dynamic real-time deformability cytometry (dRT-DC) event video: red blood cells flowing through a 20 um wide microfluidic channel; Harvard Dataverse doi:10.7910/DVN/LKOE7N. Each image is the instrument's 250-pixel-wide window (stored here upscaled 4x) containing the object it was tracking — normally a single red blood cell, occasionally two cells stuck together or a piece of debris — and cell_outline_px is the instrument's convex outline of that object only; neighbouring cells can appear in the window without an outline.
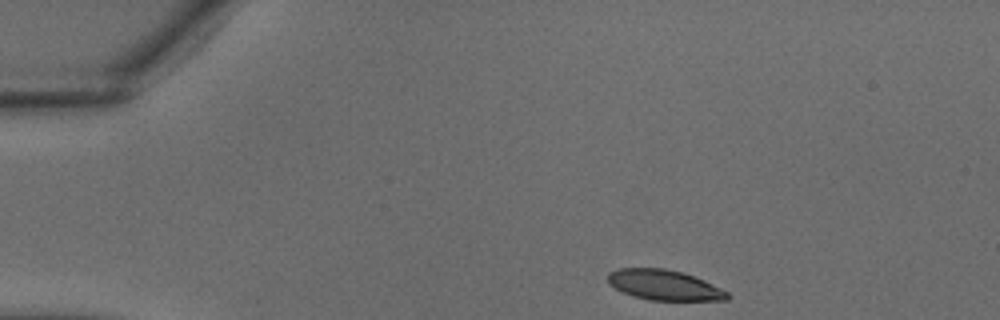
{"species": "common noctule bat (a hibernating species)", "species_latin": "Nyctalus noctula", "temperature_condition": "warm", "stored_images_in_passage": 31, "camera_frame_rate_fps": 3000, "um_per_image_px": 0.085, "animal": {"sex": "male", "body_mass_g": 18.8}, "frame": {"image": 1, "passage_image": 1, "time_ms": 0.0, "image_size_px": [1000, 320], "cell_outline_px": [[728, 300], [648, 300], [632, 296], [608, 284], [608, 272], [620, 268], [664, 268], [684, 272], [704, 280], [728, 292]], "centroid_in_image_um": [56.44, 24.22], "position_along_channel_um": 28.6, "area_um2": 21.04}}
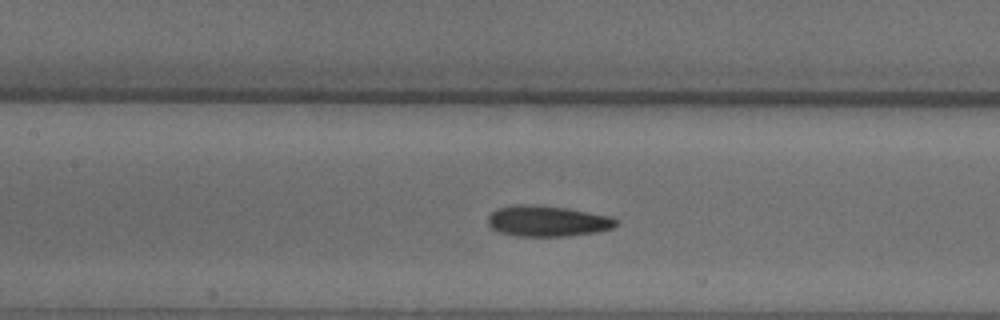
{"frame": {"image": 2, "passage_image": 12, "time_ms": 3.667, "image_size_px": [1000, 320], "cell_outline_px": [[620, 224], [612, 228], [596, 232], [568, 236], [516, 236], [500, 232], [492, 228], [488, 224], [488, 216], [496, 208], [512, 204], [524, 204], [564, 208], [612, 216], [620, 220]], "centroid_in_image_um": [46.55, 18.79], "position_along_channel_um": 160.9, "area_um2": 23.12}}
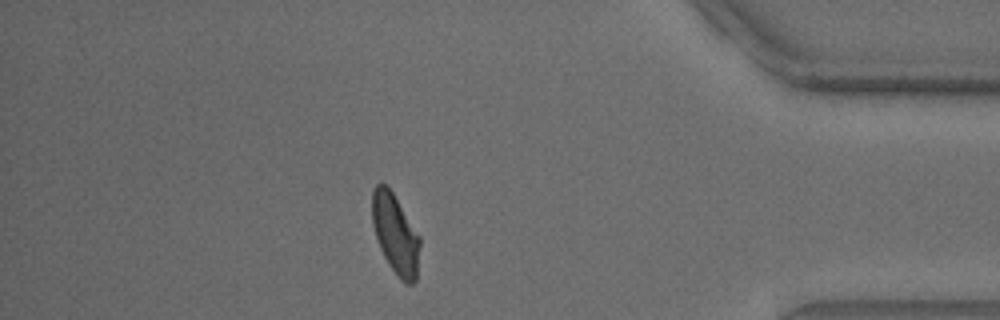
{"frame": {"image": 3, "passage_image": 27, "time_ms": 8.667, "image_size_px": [1000, 320], "cell_outline_px": [[420, 244], [416, 280], [412, 284], [404, 284], [400, 280], [388, 264], [380, 248], [372, 224], [372, 188], [380, 180], [392, 192], [420, 236]], "centroid_in_image_um": [33.6, 19.9], "position_along_channel_um": 401.6, "area_um2": 22.25}}